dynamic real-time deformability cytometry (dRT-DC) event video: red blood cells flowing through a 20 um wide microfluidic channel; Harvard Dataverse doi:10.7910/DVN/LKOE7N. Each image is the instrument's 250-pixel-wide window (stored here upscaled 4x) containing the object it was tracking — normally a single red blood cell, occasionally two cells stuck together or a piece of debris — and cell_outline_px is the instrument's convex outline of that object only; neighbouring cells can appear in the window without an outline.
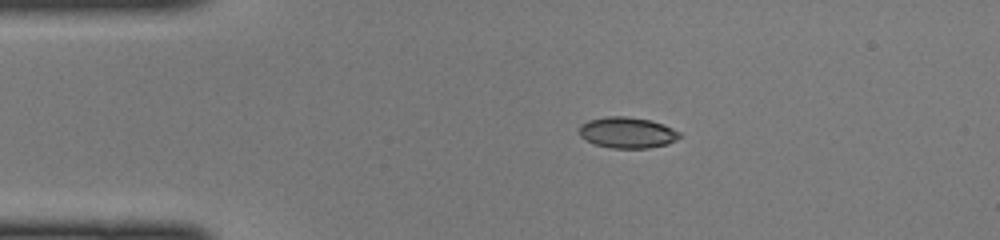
{"species": "common noctule bat (a hibernating species)", "species_latin": "Nyctalus noctula", "temperature_condition": "cold", "stored_images_in_passage": 39, "camera_frame_rate_fps": 3000, "um_per_image_px": 0.085, "animal": {"sex": "female", "body_mass_g": 22.0, "forearm_length_mm": 56.7}, "frame": {"image": 1, "passage_image": 1, "time_ms": 0.0, "image_size_px": [1000, 240], "cell_outline_px": [[684, 136], [668, 144], [648, 148], [608, 148], [596, 144], [580, 136], [580, 124], [588, 120], [608, 116], [624, 116], [652, 120], [680, 132]], "centroid_in_image_um": [53.34, 11.27], "position_along_channel_um": 31.7, "area_um2": 18.15}}
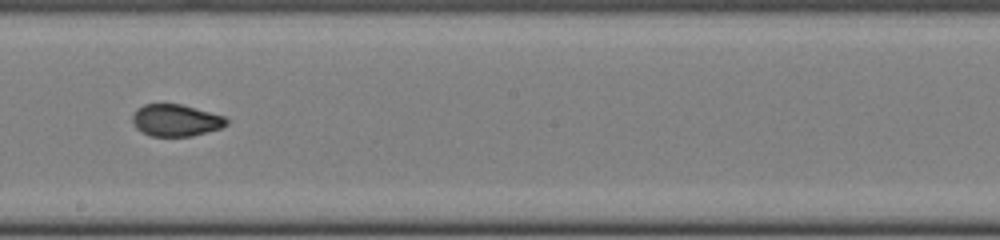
{"frame": {"image": 2, "passage_image": 18, "time_ms": 5.667, "image_size_px": [1000, 240], "cell_outline_px": [[228, 124], [220, 128], [192, 136], [152, 136], [136, 128], [132, 120], [132, 116], [136, 108], [144, 104], [180, 104], [224, 116], [228, 120]], "centroid_in_image_um": [14.93, 10.22], "position_along_channel_um": 233.3, "area_um2": 17.34}}
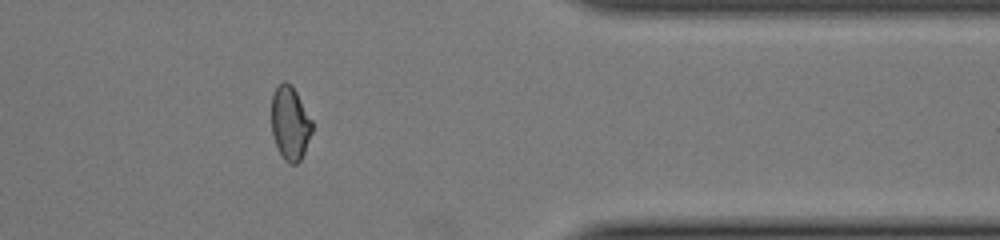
{"frame": {"image": 3, "passage_image": 30, "time_ms": 9.667, "image_size_px": [1000, 240], "cell_outline_px": [[312, 132], [304, 152], [300, 160], [296, 164], [288, 164], [284, 160], [276, 144], [272, 132], [272, 96], [276, 88], [284, 80], [292, 84], [312, 120]], "centroid_in_image_um": [24.66, 10.46], "position_along_channel_um": 386.7, "area_um2": 17.34}}